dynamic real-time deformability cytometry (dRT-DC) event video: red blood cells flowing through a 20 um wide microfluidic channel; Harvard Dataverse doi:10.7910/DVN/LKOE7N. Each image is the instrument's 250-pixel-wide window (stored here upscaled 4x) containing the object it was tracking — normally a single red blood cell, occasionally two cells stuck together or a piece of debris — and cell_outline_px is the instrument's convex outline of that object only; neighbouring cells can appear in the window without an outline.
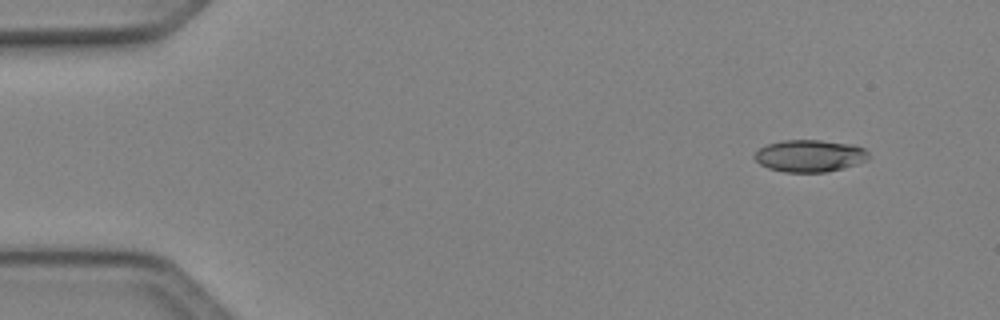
{"species": "Egyptian fruit bat (a non-hibernating species)", "species_latin": "Rousettus aegyptiacus", "temperature_condition": "cold", "stored_images_in_passage": 10, "camera_frame_rate_fps": 3000, "um_per_image_px": 0.085, "animal": {"sex": "female"}, "frame": {"image": 1, "passage_image": 2, "time_ms": 0.333, "image_size_px": [1000, 320], "cell_outline_px": [[868, 160], [844, 168], [824, 172], [784, 172], [768, 168], [760, 164], [752, 156], [760, 148], [768, 144], [784, 140], [820, 140], [852, 144], [864, 148], [868, 152]], "centroid_in_image_um": [68.83, 13.24], "position_along_channel_um": 16.2, "area_um2": 21.33}}